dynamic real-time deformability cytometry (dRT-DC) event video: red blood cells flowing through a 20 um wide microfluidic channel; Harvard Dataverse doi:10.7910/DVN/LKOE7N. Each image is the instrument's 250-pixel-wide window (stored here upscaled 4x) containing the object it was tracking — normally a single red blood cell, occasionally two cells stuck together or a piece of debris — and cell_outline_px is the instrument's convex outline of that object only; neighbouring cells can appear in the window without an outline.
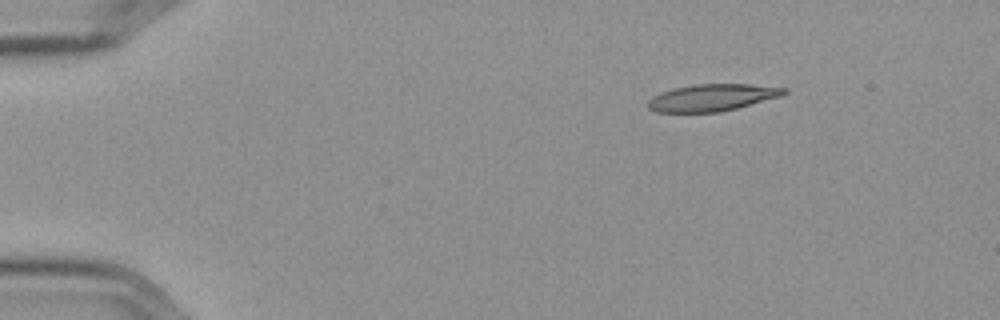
{"species": "Egyptian fruit bat (a non-hibernating species)", "species_latin": "Rousettus aegyptiacus", "temperature_condition": "cold", "stored_images_in_passage": 5, "camera_frame_rate_fps": 3000, "um_per_image_px": 0.085, "frame": {"image": 1, "passage_image": 5, "time_ms": 1.333, "image_size_px": [1000, 320], "cell_outline_px": [[788, 92], [780, 96], [736, 108], [720, 112], [656, 112], [648, 108], [648, 100], [652, 96], [660, 92], [672, 88], [696, 84], [748, 84], [788, 88]], "centroid_in_image_um": [60.5, 8.29], "position_along_channel_um": 24.5, "area_um2": 21.33}}